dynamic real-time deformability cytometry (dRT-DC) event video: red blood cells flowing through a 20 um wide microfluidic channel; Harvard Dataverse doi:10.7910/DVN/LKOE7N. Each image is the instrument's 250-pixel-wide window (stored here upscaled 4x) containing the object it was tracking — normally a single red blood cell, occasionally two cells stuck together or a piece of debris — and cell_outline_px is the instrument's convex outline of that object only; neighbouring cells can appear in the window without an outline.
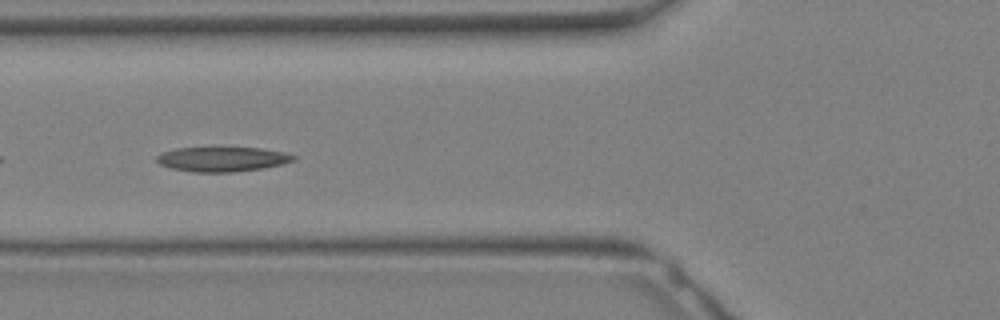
{"species": "Egyptian fruit bat (a non-hibernating species)", "species_latin": "Rousettus aegyptiacus", "temperature_condition": "warm", "stored_images_in_passage": 27, "camera_frame_rate_fps": 3000, "um_per_image_px": 0.085, "animal": {"sex": "female"}, "frame": {"image": 1, "passage_image": 7, "time_ms": 2.0, "image_size_px": [1000, 320], "cell_outline_px": [[296, 160], [264, 168], [232, 172], [192, 172], [172, 168], [160, 164], [156, 160], [156, 156], [160, 152], [176, 148], [260, 148], [284, 152], [296, 156]], "centroid_in_image_um": [18.87, 13.53], "position_along_channel_um": 106.9, "area_um2": 19.59}}
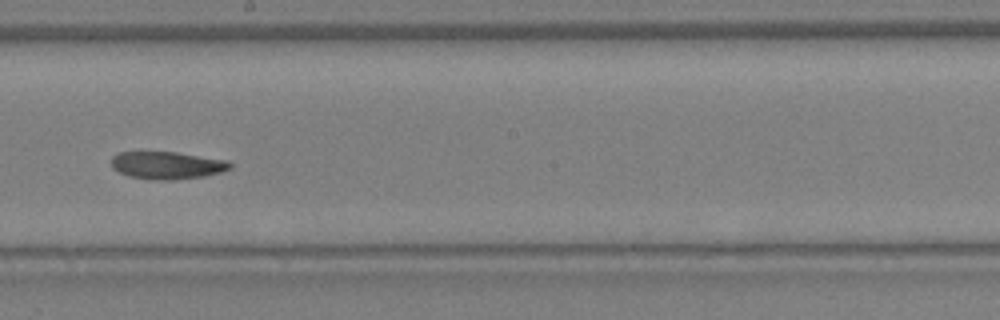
{"frame": {"image": 2, "passage_image": 13, "time_ms": 4.0, "image_size_px": [1000, 320], "cell_outline_px": [[232, 168], [220, 172], [204, 176], [172, 180], [152, 180], [128, 176], [112, 168], [112, 156], [116, 152], [176, 152], [228, 160], [232, 164]], "centroid_in_image_um": [14.2, 14.05], "position_along_channel_um": 234.0, "area_um2": 19.13}}
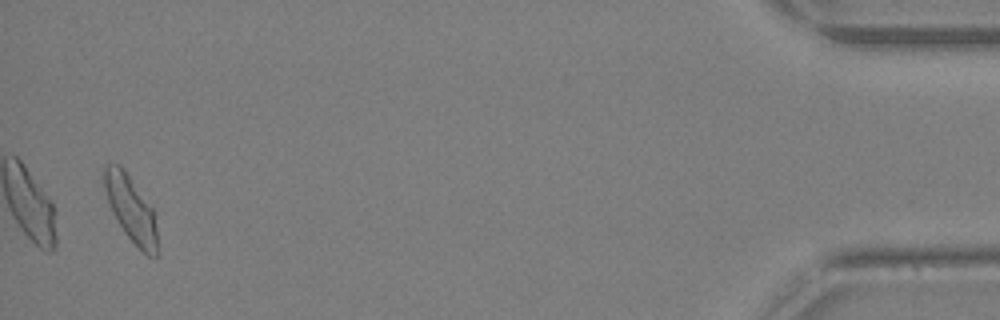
{"frame": {"image": 3, "passage_image": 26, "time_ms": 8.333, "image_size_px": [1000, 320], "cell_outline_px": [[156, 256], [148, 256], [124, 232], [112, 212], [100, 176], [104, 168], [108, 164], [120, 164], [152, 208], [156, 228]], "centroid_in_image_um": [11.06, 17.69], "position_along_channel_um": 424.1, "area_um2": 19.88}}